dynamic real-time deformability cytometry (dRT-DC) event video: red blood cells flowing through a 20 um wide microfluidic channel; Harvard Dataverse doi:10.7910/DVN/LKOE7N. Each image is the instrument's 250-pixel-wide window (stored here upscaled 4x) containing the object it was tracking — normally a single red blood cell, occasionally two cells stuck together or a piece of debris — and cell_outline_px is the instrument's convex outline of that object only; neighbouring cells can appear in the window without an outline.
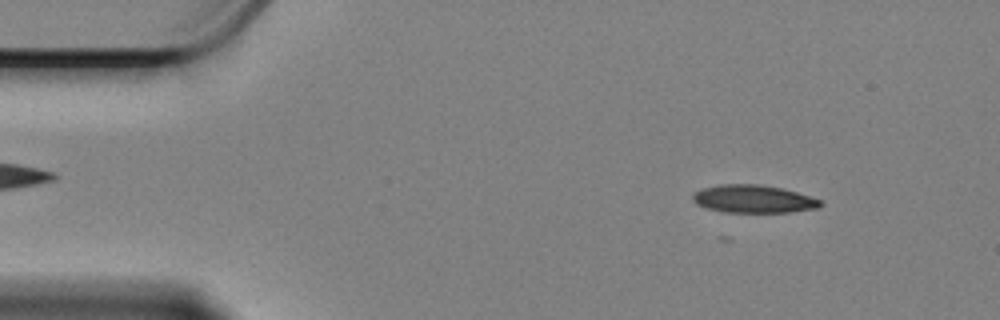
{"species": "Egyptian fruit bat (a non-hibernating species)", "species_latin": "Rousettus aegyptiacus", "temperature_condition": "cold", "stored_images_in_passage": 10, "camera_frame_rate_fps": 3000, "um_per_image_px": 0.085, "animal": {"sex": "female"}, "frame": {"image": 1, "passage_image": 6, "time_ms": 1.667, "image_size_px": [1000, 320], "cell_outline_px": [[824, 204], [820, 208], [792, 212], [724, 212], [708, 208], [696, 204], [692, 200], [692, 192], [700, 188], [720, 184], [756, 184], [784, 188], [824, 200]], "centroid_in_image_um": [64.07, 16.9], "position_along_channel_um": 20.9, "area_um2": 21.15}}